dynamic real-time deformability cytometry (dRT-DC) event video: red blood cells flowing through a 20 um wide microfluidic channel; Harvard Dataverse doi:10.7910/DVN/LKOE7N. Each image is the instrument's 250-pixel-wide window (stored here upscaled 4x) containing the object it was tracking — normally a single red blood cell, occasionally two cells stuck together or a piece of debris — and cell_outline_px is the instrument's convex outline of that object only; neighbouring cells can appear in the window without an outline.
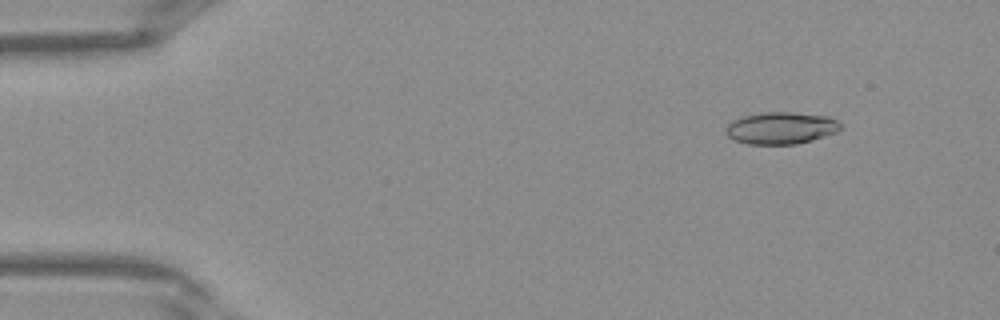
{"species": "Egyptian fruit bat (a non-hibernating species)", "species_latin": "Rousettus aegyptiacus", "temperature_condition": "warm", "stored_images_in_passage": 37, "camera_frame_rate_fps": 3000, "um_per_image_px": 0.085, "frame": {"image": 1, "passage_image": 1, "time_ms": 0.0, "image_size_px": [1000, 320], "cell_outline_px": [[840, 128], [836, 132], [812, 140], [796, 144], [748, 144], [732, 140], [724, 132], [724, 128], [732, 120], [744, 116], [760, 112], [792, 112], [828, 116], [836, 120], [840, 124]], "centroid_in_image_um": [66.32, 10.88], "position_along_channel_um": 18.7, "area_um2": 21.5}}
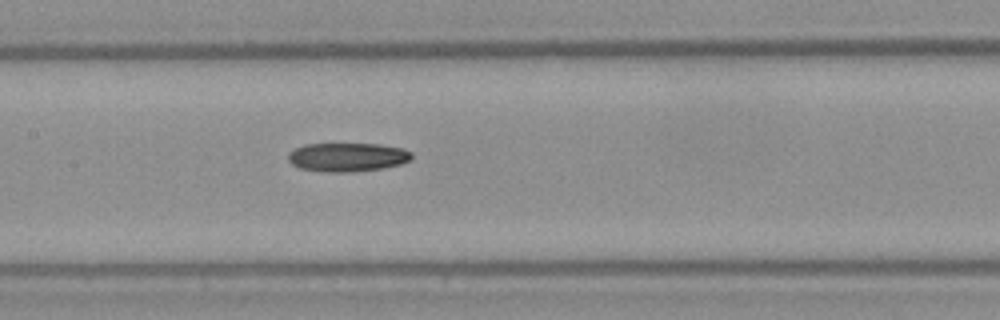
{"frame": {"image": 2, "passage_image": 16, "time_ms": 5.0, "image_size_px": [1000, 320], "cell_outline_px": [[412, 160], [400, 164], [384, 168], [348, 172], [324, 172], [300, 168], [292, 164], [288, 160], [288, 152], [304, 144], [380, 144], [404, 148], [412, 152]], "centroid_in_image_um": [29.55, 13.35], "position_along_channel_um": 177.9, "area_um2": 20.87}}
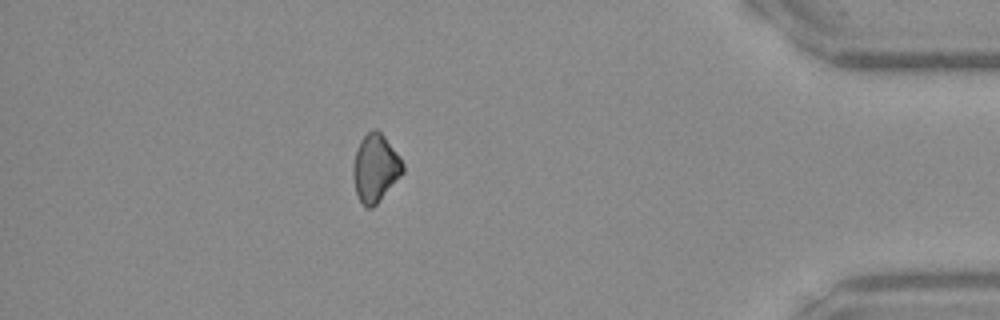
{"frame": {"image": 3, "passage_image": 32, "time_ms": 10.333, "image_size_px": [1000, 320], "cell_outline_px": [[404, 172], [376, 204], [372, 208], [368, 208], [360, 200], [356, 192], [352, 176], [352, 168], [356, 152], [360, 140], [372, 128], [376, 128], [384, 136], [400, 156], [404, 164]], "centroid_in_image_um": [31.91, 14.26], "position_along_channel_um": 403.3, "area_um2": 19.48}}